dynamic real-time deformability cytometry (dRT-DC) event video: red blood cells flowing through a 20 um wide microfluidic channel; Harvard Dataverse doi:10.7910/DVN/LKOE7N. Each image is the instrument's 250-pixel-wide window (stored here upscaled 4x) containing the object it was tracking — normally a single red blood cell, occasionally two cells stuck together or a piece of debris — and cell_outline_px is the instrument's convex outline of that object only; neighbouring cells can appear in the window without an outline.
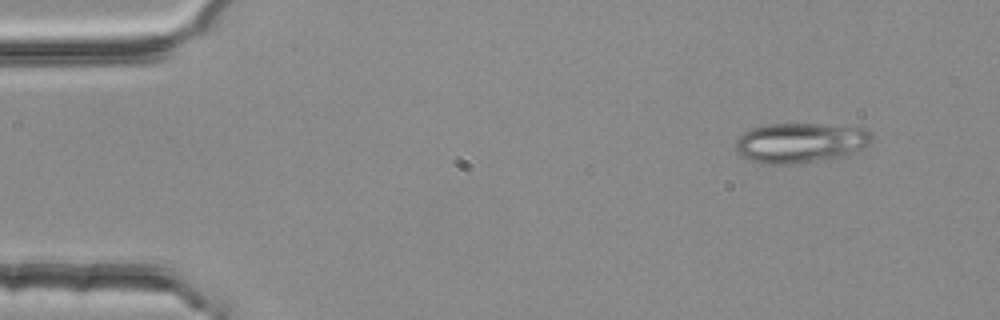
{"species": "common noctule bat (a hibernating species)", "species_latin": "Nyctalus noctula", "temperature_condition": "room temperature", "stored_images_in_passage": 3, "camera_frame_rate_fps": 3000, "um_per_image_px": 0.085, "animal": {"sex": "female", "body_mass_g": 25.1}, "frame": {"image": 1, "passage_image": 1, "time_ms": 0.0, "image_size_px": [1000, 320], "cell_outline_px": [[872, 144], [840, 156], [792, 164], [768, 164], [752, 160], [740, 156], [736, 152], [736, 140], [744, 132], [752, 128], [768, 124], [816, 124], [864, 128], [872, 132]], "centroid_in_image_um": [68.01, 12.12], "position_along_channel_um": 17.0, "area_um2": 31.33}}